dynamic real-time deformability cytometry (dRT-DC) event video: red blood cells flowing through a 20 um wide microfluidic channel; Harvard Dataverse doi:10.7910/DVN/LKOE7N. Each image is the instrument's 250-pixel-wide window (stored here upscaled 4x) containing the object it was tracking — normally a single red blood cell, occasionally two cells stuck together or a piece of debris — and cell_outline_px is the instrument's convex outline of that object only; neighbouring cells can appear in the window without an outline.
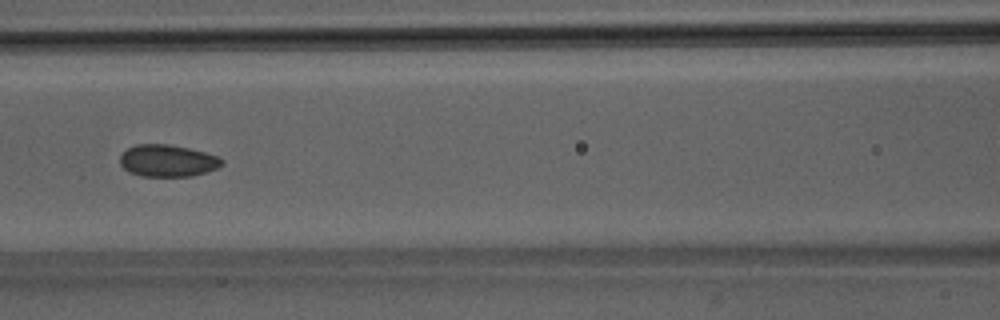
{"species": "Egyptian fruit bat (a non-hibernating species)", "species_latin": "Rousettus aegyptiacus", "temperature_condition": "room temperature", "stored_images_in_passage": 7, "camera_frame_rate_fps": 3000, "um_per_image_px": 0.085, "animal": {"sex": "male"}, "frame": {"image": 1, "passage_image": 7, "time_ms": 7.0, "image_size_px": [1000, 320], "cell_outline_px": [[224, 164], [216, 168], [192, 176], [140, 176], [128, 172], [120, 164], [120, 156], [128, 148], [136, 144], [168, 144], [188, 148], [204, 152], [216, 156], [224, 160]], "centroid_in_image_um": [14.22, 13.66], "position_along_channel_um": 152.4, "area_um2": 18.9}}